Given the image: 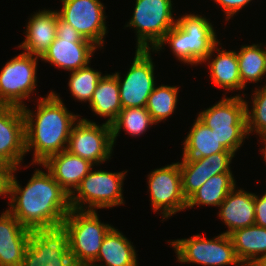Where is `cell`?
Instances as JSON below:
<instances>
[{
	"label": "cell",
	"instance_id": "obj_1",
	"mask_svg": "<svg viewBox=\"0 0 266 266\" xmlns=\"http://www.w3.org/2000/svg\"><path fill=\"white\" fill-rule=\"evenodd\" d=\"M19 168L11 176L7 210L31 231L62 226L71 210L70 195L48 170L39 168L22 188L14 174Z\"/></svg>",
	"mask_w": 266,
	"mask_h": 266
},
{
	"label": "cell",
	"instance_id": "obj_2",
	"mask_svg": "<svg viewBox=\"0 0 266 266\" xmlns=\"http://www.w3.org/2000/svg\"><path fill=\"white\" fill-rule=\"evenodd\" d=\"M36 110L22 108L25 120L26 154L33 150L31 165L43 163L49 156L67 149L72 127L81 115L67 110L55 91L37 98ZM79 117V118H78Z\"/></svg>",
	"mask_w": 266,
	"mask_h": 266
},
{
	"label": "cell",
	"instance_id": "obj_3",
	"mask_svg": "<svg viewBox=\"0 0 266 266\" xmlns=\"http://www.w3.org/2000/svg\"><path fill=\"white\" fill-rule=\"evenodd\" d=\"M206 18L205 15L194 12L181 15L152 53H158L163 50L164 45L169 44L168 47L179 62L193 66L203 64L219 42L215 28L210 19Z\"/></svg>",
	"mask_w": 266,
	"mask_h": 266
},
{
	"label": "cell",
	"instance_id": "obj_4",
	"mask_svg": "<svg viewBox=\"0 0 266 266\" xmlns=\"http://www.w3.org/2000/svg\"><path fill=\"white\" fill-rule=\"evenodd\" d=\"M224 96L213 106L200 111L197 118L207 127L214 129L219 142L234 154L249 138L246 122V94Z\"/></svg>",
	"mask_w": 266,
	"mask_h": 266
},
{
	"label": "cell",
	"instance_id": "obj_5",
	"mask_svg": "<svg viewBox=\"0 0 266 266\" xmlns=\"http://www.w3.org/2000/svg\"><path fill=\"white\" fill-rule=\"evenodd\" d=\"M93 170L92 168L70 195L71 208L97 211L125 204L123 184L128 170L116 173L101 169Z\"/></svg>",
	"mask_w": 266,
	"mask_h": 266
},
{
	"label": "cell",
	"instance_id": "obj_6",
	"mask_svg": "<svg viewBox=\"0 0 266 266\" xmlns=\"http://www.w3.org/2000/svg\"><path fill=\"white\" fill-rule=\"evenodd\" d=\"M62 226L69 234V252L74 264L93 263L104 236L113 227L101 222L97 211L72 209Z\"/></svg>",
	"mask_w": 266,
	"mask_h": 266
},
{
	"label": "cell",
	"instance_id": "obj_7",
	"mask_svg": "<svg viewBox=\"0 0 266 266\" xmlns=\"http://www.w3.org/2000/svg\"><path fill=\"white\" fill-rule=\"evenodd\" d=\"M172 0H136L131 19L124 27L136 33V49L154 50L177 23Z\"/></svg>",
	"mask_w": 266,
	"mask_h": 266
},
{
	"label": "cell",
	"instance_id": "obj_8",
	"mask_svg": "<svg viewBox=\"0 0 266 266\" xmlns=\"http://www.w3.org/2000/svg\"><path fill=\"white\" fill-rule=\"evenodd\" d=\"M174 248L177 262L203 266H243L236 256L231 237L221 233L212 239L201 234L169 242Z\"/></svg>",
	"mask_w": 266,
	"mask_h": 266
},
{
	"label": "cell",
	"instance_id": "obj_9",
	"mask_svg": "<svg viewBox=\"0 0 266 266\" xmlns=\"http://www.w3.org/2000/svg\"><path fill=\"white\" fill-rule=\"evenodd\" d=\"M40 57L22 52L11 58L0 71V105L23 108V100L37 88V66Z\"/></svg>",
	"mask_w": 266,
	"mask_h": 266
},
{
	"label": "cell",
	"instance_id": "obj_10",
	"mask_svg": "<svg viewBox=\"0 0 266 266\" xmlns=\"http://www.w3.org/2000/svg\"><path fill=\"white\" fill-rule=\"evenodd\" d=\"M21 266H74L66 229L58 226L32 230Z\"/></svg>",
	"mask_w": 266,
	"mask_h": 266
},
{
	"label": "cell",
	"instance_id": "obj_11",
	"mask_svg": "<svg viewBox=\"0 0 266 266\" xmlns=\"http://www.w3.org/2000/svg\"><path fill=\"white\" fill-rule=\"evenodd\" d=\"M113 148L111 125L80 117L72 127L66 150L100 166L111 160Z\"/></svg>",
	"mask_w": 266,
	"mask_h": 266
},
{
	"label": "cell",
	"instance_id": "obj_12",
	"mask_svg": "<svg viewBox=\"0 0 266 266\" xmlns=\"http://www.w3.org/2000/svg\"><path fill=\"white\" fill-rule=\"evenodd\" d=\"M147 176L150 204L153 212L162 214L161 221L186 209L179 162L154 169Z\"/></svg>",
	"mask_w": 266,
	"mask_h": 266
},
{
	"label": "cell",
	"instance_id": "obj_13",
	"mask_svg": "<svg viewBox=\"0 0 266 266\" xmlns=\"http://www.w3.org/2000/svg\"><path fill=\"white\" fill-rule=\"evenodd\" d=\"M152 50L136 49L135 57L127 73L123 77L119 72L114 74L119 85L121 106L146 107L148 97L155 88V64L151 56Z\"/></svg>",
	"mask_w": 266,
	"mask_h": 266
},
{
	"label": "cell",
	"instance_id": "obj_14",
	"mask_svg": "<svg viewBox=\"0 0 266 266\" xmlns=\"http://www.w3.org/2000/svg\"><path fill=\"white\" fill-rule=\"evenodd\" d=\"M62 8L57 9L59 17L71 24L86 40L98 48H104L107 35L106 13L100 0H61Z\"/></svg>",
	"mask_w": 266,
	"mask_h": 266
},
{
	"label": "cell",
	"instance_id": "obj_15",
	"mask_svg": "<svg viewBox=\"0 0 266 266\" xmlns=\"http://www.w3.org/2000/svg\"><path fill=\"white\" fill-rule=\"evenodd\" d=\"M25 150V120L22 108L0 105V158L14 168L21 167Z\"/></svg>",
	"mask_w": 266,
	"mask_h": 266
},
{
	"label": "cell",
	"instance_id": "obj_16",
	"mask_svg": "<svg viewBox=\"0 0 266 266\" xmlns=\"http://www.w3.org/2000/svg\"><path fill=\"white\" fill-rule=\"evenodd\" d=\"M97 48L84 38L56 37L40 59L72 72L88 66Z\"/></svg>",
	"mask_w": 266,
	"mask_h": 266
},
{
	"label": "cell",
	"instance_id": "obj_17",
	"mask_svg": "<svg viewBox=\"0 0 266 266\" xmlns=\"http://www.w3.org/2000/svg\"><path fill=\"white\" fill-rule=\"evenodd\" d=\"M31 230L7 209L0 215V266H21Z\"/></svg>",
	"mask_w": 266,
	"mask_h": 266
},
{
	"label": "cell",
	"instance_id": "obj_18",
	"mask_svg": "<svg viewBox=\"0 0 266 266\" xmlns=\"http://www.w3.org/2000/svg\"><path fill=\"white\" fill-rule=\"evenodd\" d=\"M58 16L57 10L34 12L26 24L25 40L17 47L41 58L57 37Z\"/></svg>",
	"mask_w": 266,
	"mask_h": 266
},
{
	"label": "cell",
	"instance_id": "obj_19",
	"mask_svg": "<svg viewBox=\"0 0 266 266\" xmlns=\"http://www.w3.org/2000/svg\"><path fill=\"white\" fill-rule=\"evenodd\" d=\"M37 165L47 169L69 195L76 190L82 179L94 167L89 161L67 150L53 154Z\"/></svg>",
	"mask_w": 266,
	"mask_h": 266
},
{
	"label": "cell",
	"instance_id": "obj_20",
	"mask_svg": "<svg viewBox=\"0 0 266 266\" xmlns=\"http://www.w3.org/2000/svg\"><path fill=\"white\" fill-rule=\"evenodd\" d=\"M218 209V217L228 228L224 234L230 235L235 230L254 225L255 193L235 186Z\"/></svg>",
	"mask_w": 266,
	"mask_h": 266
},
{
	"label": "cell",
	"instance_id": "obj_21",
	"mask_svg": "<svg viewBox=\"0 0 266 266\" xmlns=\"http://www.w3.org/2000/svg\"><path fill=\"white\" fill-rule=\"evenodd\" d=\"M219 45H221L220 42L214 46L208 57L203 61V63L207 62L209 66V77L211 78V81L214 85L219 88L221 87L227 92L244 90L245 88L242 86L239 74L236 51H227ZM213 55H215V57H212Z\"/></svg>",
	"mask_w": 266,
	"mask_h": 266
},
{
	"label": "cell",
	"instance_id": "obj_22",
	"mask_svg": "<svg viewBox=\"0 0 266 266\" xmlns=\"http://www.w3.org/2000/svg\"><path fill=\"white\" fill-rule=\"evenodd\" d=\"M137 255L133 242L131 243L121 231L112 227L104 236L98 256L92 264L95 266H139Z\"/></svg>",
	"mask_w": 266,
	"mask_h": 266
},
{
	"label": "cell",
	"instance_id": "obj_23",
	"mask_svg": "<svg viewBox=\"0 0 266 266\" xmlns=\"http://www.w3.org/2000/svg\"><path fill=\"white\" fill-rule=\"evenodd\" d=\"M89 108L103 118H108L105 123L111 125L123 109L119 94V85L114 73L103 74L100 78L93 97L89 103Z\"/></svg>",
	"mask_w": 266,
	"mask_h": 266
},
{
	"label": "cell",
	"instance_id": "obj_24",
	"mask_svg": "<svg viewBox=\"0 0 266 266\" xmlns=\"http://www.w3.org/2000/svg\"><path fill=\"white\" fill-rule=\"evenodd\" d=\"M235 253L243 266H251L266 254V228L256 224L235 230L230 235Z\"/></svg>",
	"mask_w": 266,
	"mask_h": 266
},
{
	"label": "cell",
	"instance_id": "obj_25",
	"mask_svg": "<svg viewBox=\"0 0 266 266\" xmlns=\"http://www.w3.org/2000/svg\"><path fill=\"white\" fill-rule=\"evenodd\" d=\"M183 140L182 158H203L218 152H230L218 140L214 129L207 127L198 118Z\"/></svg>",
	"mask_w": 266,
	"mask_h": 266
},
{
	"label": "cell",
	"instance_id": "obj_26",
	"mask_svg": "<svg viewBox=\"0 0 266 266\" xmlns=\"http://www.w3.org/2000/svg\"><path fill=\"white\" fill-rule=\"evenodd\" d=\"M235 186L237 185L232 173L214 175L187 199L186 209L196 205L219 207Z\"/></svg>",
	"mask_w": 266,
	"mask_h": 266
},
{
	"label": "cell",
	"instance_id": "obj_27",
	"mask_svg": "<svg viewBox=\"0 0 266 266\" xmlns=\"http://www.w3.org/2000/svg\"><path fill=\"white\" fill-rule=\"evenodd\" d=\"M236 53L242 86L246 88L247 83H261L266 76V46L262 43L242 45Z\"/></svg>",
	"mask_w": 266,
	"mask_h": 266
},
{
	"label": "cell",
	"instance_id": "obj_28",
	"mask_svg": "<svg viewBox=\"0 0 266 266\" xmlns=\"http://www.w3.org/2000/svg\"><path fill=\"white\" fill-rule=\"evenodd\" d=\"M156 125L146 107H130L122 109L117 119L111 124L112 138L115 145L122 128L132 137L140 136L152 125Z\"/></svg>",
	"mask_w": 266,
	"mask_h": 266
},
{
	"label": "cell",
	"instance_id": "obj_29",
	"mask_svg": "<svg viewBox=\"0 0 266 266\" xmlns=\"http://www.w3.org/2000/svg\"><path fill=\"white\" fill-rule=\"evenodd\" d=\"M179 86H169L161 84L155 86L152 93L148 97L146 109L152 116V119L157 124L164 122L171 116L178 103Z\"/></svg>",
	"mask_w": 266,
	"mask_h": 266
},
{
	"label": "cell",
	"instance_id": "obj_30",
	"mask_svg": "<svg viewBox=\"0 0 266 266\" xmlns=\"http://www.w3.org/2000/svg\"><path fill=\"white\" fill-rule=\"evenodd\" d=\"M68 87L74 99L90 103L96 86L103 76L102 72L94 70L90 65L70 73Z\"/></svg>",
	"mask_w": 266,
	"mask_h": 266
},
{
	"label": "cell",
	"instance_id": "obj_31",
	"mask_svg": "<svg viewBox=\"0 0 266 266\" xmlns=\"http://www.w3.org/2000/svg\"><path fill=\"white\" fill-rule=\"evenodd\" d=\"M252 93V108L246 101V122L248 136L255 132L259 136L266 133V84L256 87Z\"/></svg>",
	"mask_w": 266,
	"mask_h": 266
},
{
	"label": "cell",
	"instance_id": "obj_32",
	"mask_svg": "<svg viewBox=\"0 0 266 266\" xmlns=\"http://www.w3.org/2000/svg\"><path fill=\"white\" fill-rule=\"evenodd\" d=\"M182 178V191L186 200L197 191L205 180L204 157L182 158L179 162Z\"/></svg>",
	"mask_w": 266,
	"mask_h": 266
},
{
	"label": "cell",
	"instance_id": "obj_33",
	"mask_svg": "<svg viewBox=\"0 0 266 266\" xmlns=\"http://www.w3.org/2000/svg\"><path fill=\"white\" fill-rule=\"evenodd\" d=\"M233 157V152H218L204 157L205 180L217 174L232 173L230 164Z\"/></svg>",
	"mask_w": 266,
	"mask_h": 266
},
{
	"label": "cell",
	"instance_id": "obj_34",
	"mask_svg": "<svg viewBox=\"0 0 266 266\" xmlns=\"http://www.w3.org/2000/svg\"><path fill=\"white\" fill-rule=\"evenodd\" d=\"M218 6L223 8L226 21L235 16L242 8H245L252 0H213Z\"/></svg>",
	"mask_w": 266,
	"mask_h": 266
},
{
	"label": "cell",
	"instance_id": "obj_35",
	"mask_svg": "<svg viewBox=\"0 0 266 266\" xmlns=\"http://www.w3.org/2000/svg\"><path fill=\"white\" fill-rule=\"evenodd\" d=\"M255 224L266 228V192L260 197L255 194Z\"/></svg>",
	"mask_w": 266,
	"mask_h": 266
},
{
	"label": "cell",
	"instance_id": "obj_36",
	"mask_svg": "<svg viewBox=\"0 0 266 266\" xmlns=\"http://www.w3.org/2000/svg\"><path fill=\"white\" fill-rule=\"evenodd\" d=\"M14 167L9 164L0 166V196L9 197L10 181Z\"/></svg>",
	"mask_w": 266,
	"mask_h": 266
},
{
	"label": "cell",
	"instance_id": "obj_37",
	"mask_svg": "<svg viewBox=\"0 0 266 266\" xmlns=\"http://www.w3.org/2000/svg\"><path fill=\"white\" fill-rule=\"evenodd\" d=\"M57 37L83 38L79 32L71 25L57 17Z\"/></svg>",
	"mask_w": 266,
	"mask_h": 266
},
{
	"label": "cell",
	"instance_id": "obj_38",
	"mask_svg": "<svg viewBox=\"0 0 266 266\" xmlns=\"http://www.w3.org/2000/svg\"><path fill=\"white\" fill-rule=\"evenodd\" d=\"M259 137H260V139H258V140L261 141V144L264 143L263 148L261 147V151L260 152L263 153L264 161L266 163V133L260 135Z\"/></svg>",
	"mask_w": 266,
	"mask_h": 266
},
{
	"label": "cell",
	"instance_id": "obj_39",
	"mask_svg": "<svg viewBox=\"0 0 266 266\" xmlns=\"http://www.w3.org/2000/svg\"><path fill=\"white\" fill-rule=\"evenodd\" d=\"M252 266H266V254L262 255L258 260H256Z\"/></svg>",
	"mask_w": 266,
	"mask_h": 266
},
{
	"label": "cell",
	"instance_id": "obj_40",
	"mask_svg": "<svg viewBox=\"0 0 266 266\" xmlns=\"http://www.w3.org/2000/svg\"><path fill=\"white\" fill-rule=\"evenodd\" d=\"M74 266H95L92 263H87V264H74Z\"/></svg>",
	"mask_w": 266,
	"mask_h": 266
},
{
	"label": "cell",
	"instance_id": "obj_41",
	"mask_svg": "<svg viewBox=\"0 0 266 266\" xmlns=\"http://www.w3.org/2000/svg\"><path fill=\"white\" fill-rule=\"evenodd\" d=\"M5 163L0 158V166H3Z\"/></svg>",
	"mask_w": 266,
	"mask_h": 266
}]
</instances>
